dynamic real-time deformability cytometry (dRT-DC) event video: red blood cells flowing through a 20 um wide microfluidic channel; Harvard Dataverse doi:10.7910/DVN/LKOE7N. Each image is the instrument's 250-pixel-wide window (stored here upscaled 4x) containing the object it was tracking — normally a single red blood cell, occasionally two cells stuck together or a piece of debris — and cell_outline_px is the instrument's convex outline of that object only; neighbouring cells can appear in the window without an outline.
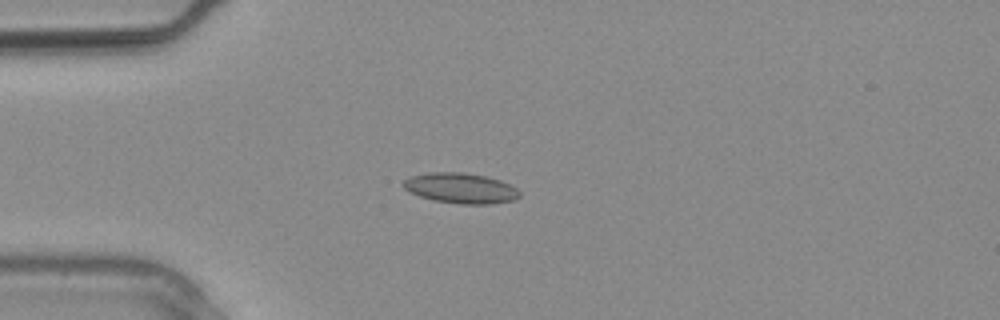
{"species": "common noctule bat (a hibernating species)", "species_latin": "Nyctalus noctula", "temperature_condition": "warm", "stored_images_in_passage": 9, "camera_frame_rate_fps": 3000, "um_per_image_px": 0.085, "animal": {"sex": "male", "body_mass_g": 20.4}, "frame": {"image": 1, "passage_image": 6, "time_ms": 1.667, "image_size_px": [1000, 320], "cell_outline_px": [[520, 196], [516, 200], [492, 204], [460, 204], [432, 200], [408, 192], [400, 184], [404, 180], [412, 176], [428, 172], [460, 172], [484, 176], [500, 180], [516, 188], [520, 192]], "centroid_in_image_um": [39.14, 16.0], "position_along_channel_um": 45.9, "area_um2": 20.69}}